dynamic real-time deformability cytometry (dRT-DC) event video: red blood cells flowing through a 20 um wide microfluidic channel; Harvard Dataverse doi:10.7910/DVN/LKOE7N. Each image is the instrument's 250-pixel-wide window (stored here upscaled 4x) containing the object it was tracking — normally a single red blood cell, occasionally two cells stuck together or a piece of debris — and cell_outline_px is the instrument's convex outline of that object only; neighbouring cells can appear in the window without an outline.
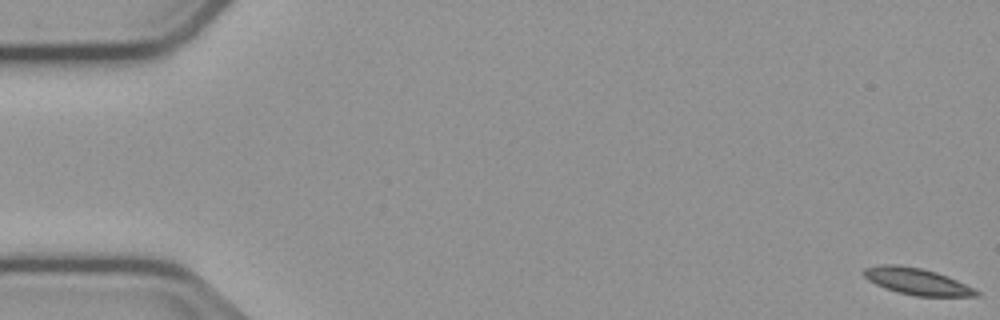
{"species": "common noctule bat (a hibernating species)", "species_latin": "Nyctalus noctula", "temperature_condition": "cold", "stored_images_in_passage": 16, "camera_frame_rate_fps": 3000, "um_per_image_px": 0.085, "animal": {"sex": "male", "body_mass_g": 23.1, "forearm_length_mm": 52.7}, "frame": {"image": 1, "passage_image": 1, "time_ms": 0.0, "image_size_px": [1000, 320], "cell_outline_px": [[980, 296], [916, 296], [896, 292], [884, 288], [868, 280], [864, 276], [864, 268], [884, 264], [896, 264], [920, 268], [936, 272], [948, 276], [980, 292]], "centroid_in_image_um": [77.92, 23.92], "position_along_channel_um": 7.1, "area_um2": 17.28}}
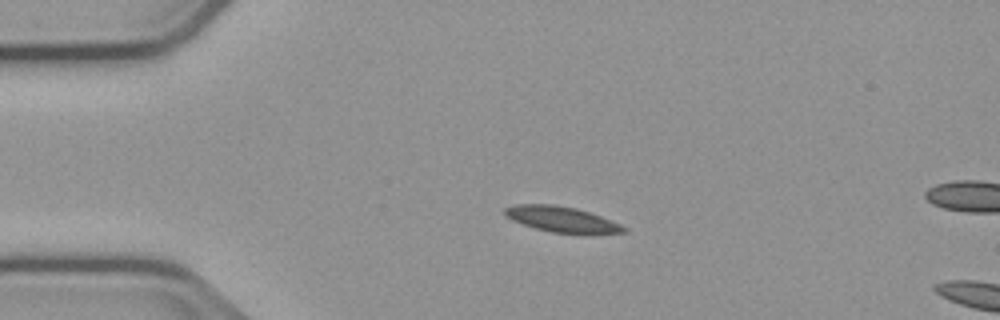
{"frame": {"image": 2, "passage_image": 13, "time_ms": 4.0, "image_size_px": [1000, 320], "cell_outline_px": [[628, 228], [624, 232], [588, 236], [584, 236], [552, 232], [536, 228], [512, 220], [504, 216], [504, 208], [516, 204], [552, 204], [576, 208], [600, 216], [620, 224]], "centroid_in_image_um": [47.79, 18.68], "position_along_channel_um": 37.2, "area_um2": 18.21}}